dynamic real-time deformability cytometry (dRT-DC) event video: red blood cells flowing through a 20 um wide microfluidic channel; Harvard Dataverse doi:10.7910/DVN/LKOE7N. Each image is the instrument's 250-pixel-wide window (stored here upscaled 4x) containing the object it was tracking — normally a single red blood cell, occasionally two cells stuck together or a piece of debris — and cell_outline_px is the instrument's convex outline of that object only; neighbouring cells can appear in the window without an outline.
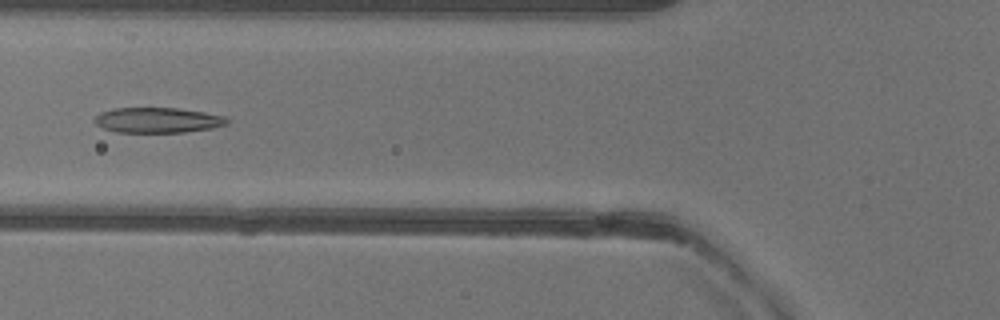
{"species": "common noctule bat (a hibernating species)", "species_latin": "Nyctalus noctula", "temperature_condition": "warm", "stored_images_in_passage": 50, "camera_frame_rate_fps": 3000, "um_per_image_px": 0.085, "animal": {"sex": "female"}, "frame": {"image": 1, "passage_image": 18, "time_ms": 5.667, "image_size_px": [1000, 320], "cell_outline_px": [[228, 124], [212, 128], [184, 132], [116, 132], [104, 128], [96, 124], [92, 120], [100, 112], [116, 108], [176, 108], [204, 112], [224, 116], [228, 120]], "centroid_in_image_um": [13.39, 10.21], "position_along_channel_um": 112.4, "area_um2": 19.42}}
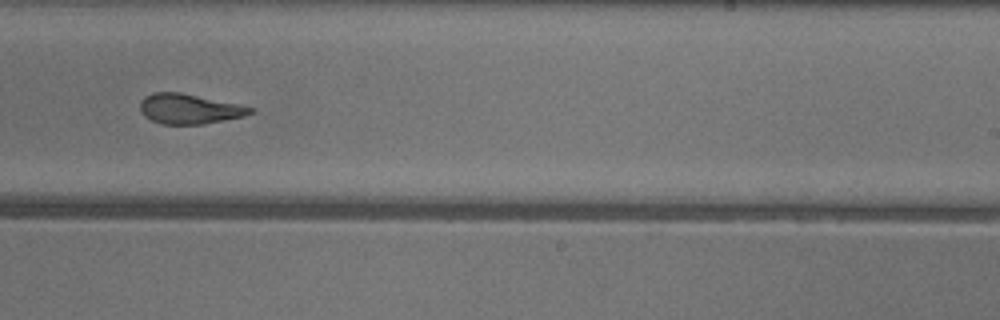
{"frame": {"image": 2, "passage_image": 30, "time_ms": 9.667, "image_size_px": [1000, 320], "cell_outline_px": [[256, 108], [252, 112], [244, 116], [200, 124], [160, 124], [144, 116], [140, 112], [140, 100], [144, 96], [152, 92], [180, 92]], "centroid_in_image_um": [16.03, 9.24], "position_along_channel_um": 273.0, "area_um2": 19.13}}
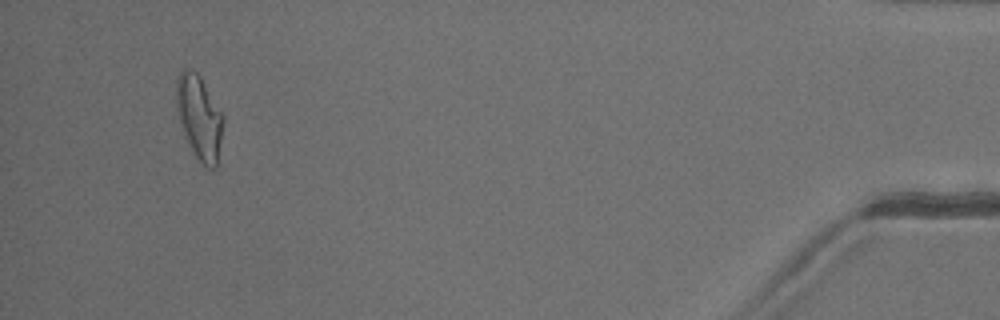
{"frame": {"image": 3, "passage_image": 47, "time_ms": 15.333, "image_size_px": [1000, 320], "cell_outline_px": [[224, 120], [216, 168], [208, 168], [192, 152], [184, 136], [176, 108], [176, 76], [184, 68], [188, 68], [196, 72], [200, 76], [224, 116]], "centroid_in_image_um": [16.92, 9.95], "position_along_channel_um": 418.3, "area_um2": 22.95}, "authors_computed_cell_mechanics": {"area_um2": 20.8369, "velocity_mm_per_s": 4.0149, "shape_relaxation_time_tau1_ms": null, "shape_relaxation_time_tau2_ms": 2.1236, "deformation_change_tau1": null, "deformation_change_tau2": 0.1107}}